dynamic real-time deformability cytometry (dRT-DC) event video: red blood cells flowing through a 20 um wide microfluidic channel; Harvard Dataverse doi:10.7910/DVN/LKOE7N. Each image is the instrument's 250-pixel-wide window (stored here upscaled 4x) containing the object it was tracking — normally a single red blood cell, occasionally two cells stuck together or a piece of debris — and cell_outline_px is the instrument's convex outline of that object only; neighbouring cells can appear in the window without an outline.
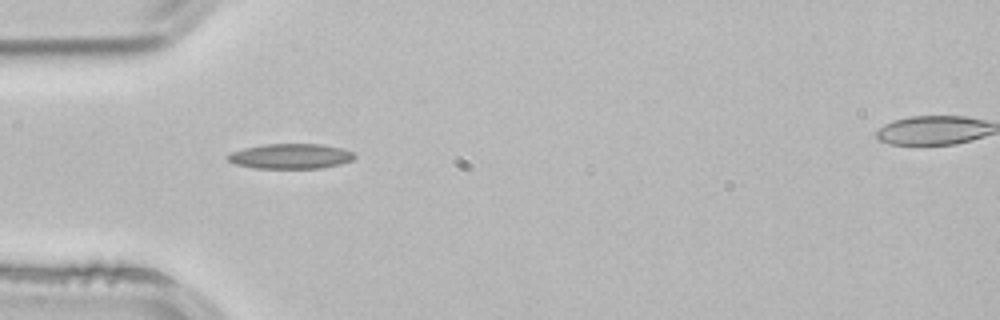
{"species": "common noctule bat (a hibernating species)", "species_latin": "Nyctalus noctula", "temperature_condition": "room temperature", "stored_images_in_passage": 2, "camera_frame_rate_fps": 3000, "um_per_image_px": 0.085, "animal": {"sex": "male", "body_mass_g": 21.5, "forearm_length_mm": 52.0}, "frame": {"image": 1, "passage_image": 2, "time_ms": 0.333, "image_size_px": [1000, 320], "cell_outline_px": [[356, 156], [352, 160], [340, 164], [320, 168], [252, 168], [236, 164], [228, 160], [224, 156], [228, 152], [244, 148], [264, 144], [320, 144], [340, 148], [352, 152]], "centroid_in_image_um": [24.64, 13.28], "position_along_channel_um": 60.4, "area_um2": 18.55}}